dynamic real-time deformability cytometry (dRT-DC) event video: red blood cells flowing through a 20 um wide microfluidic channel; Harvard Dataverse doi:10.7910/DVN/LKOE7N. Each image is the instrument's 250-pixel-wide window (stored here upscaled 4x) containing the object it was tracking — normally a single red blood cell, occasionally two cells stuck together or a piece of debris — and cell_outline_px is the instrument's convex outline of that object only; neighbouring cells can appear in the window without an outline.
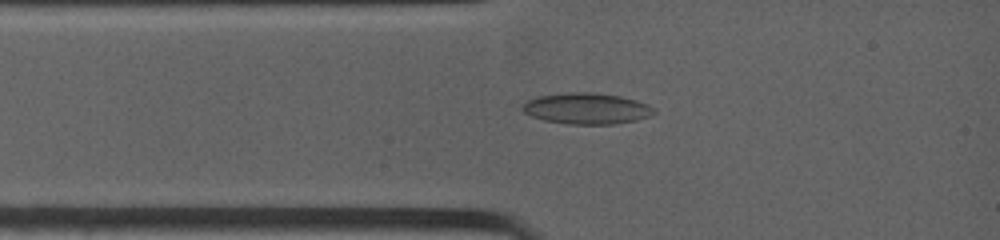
{"species": "common noctule bat (a hibernating species)", "species_latin": "Nyctalus noctula", "temperature_condition": "warm", "stored_images_in_passage": 6, "camera_frame_rate_fps": 4500, "um_per_image_px": 0.085, "animal": {"sex": "female", "body_mass_g": 19.0, "forearm_length_mm": 53.3}, "frame": {"image": 1, "passage_image": 3, "time_ms": 0.889, "image_size_px": [1000, 240], "cell_outline_px": [[656, 112], [648, 116], [636, 120], [612, 124], [568, 124], [544, 120], [532, 116], [524, 112], [520, 108], [528, 100], [536, 96], [572, 92], [592, 92], [620, 96], [636, 100], [648, 104], [656, 108]], "centroid_in_image_um": [49.87, 9.22], "position_along_channel_um": 35.1, "area_um2": 23.81}}
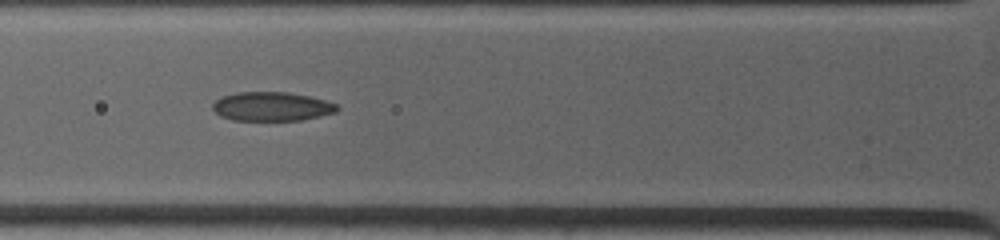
{"frame": {"image": 2, "passage_image": 5, "time_ms": 2.667, "image_size_px": [1000, 240], "cell_outline_px": [[340, 108], [336, 112], [320, 116], [300, 120], [232, 120], [220, 116], [212, 108], [212, 104], [220, 96], [236, 92], [288, 92], [308, 96], [324, 100], [336, 104]], "centroid_in_image_um": [23.07, 9.05], "position_along_channel_um": 102.7, "area_um2": 21.04}}
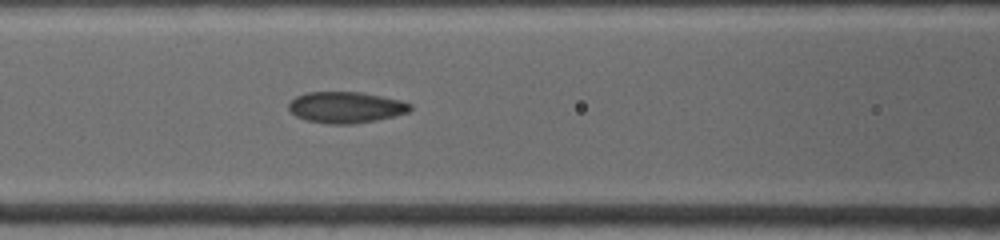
{"frame": {"image": 3, "passage_image": 6, "time_ms": 3.556, "image_size_px": [1000, 240], "cell_outline_px": [[412, 108], [408, 112], [376, 120], [352, 124], [328, 124], [308, 120], [296, 116], [288, 108], [288, 104], [296, 96], [304, 92], [364, 92], [400, 100], [412, 104]], "centroid_in_image_um": [29.39, 9.11], "position_along_channel_um": 137.2, "area_um2": 22.08}}